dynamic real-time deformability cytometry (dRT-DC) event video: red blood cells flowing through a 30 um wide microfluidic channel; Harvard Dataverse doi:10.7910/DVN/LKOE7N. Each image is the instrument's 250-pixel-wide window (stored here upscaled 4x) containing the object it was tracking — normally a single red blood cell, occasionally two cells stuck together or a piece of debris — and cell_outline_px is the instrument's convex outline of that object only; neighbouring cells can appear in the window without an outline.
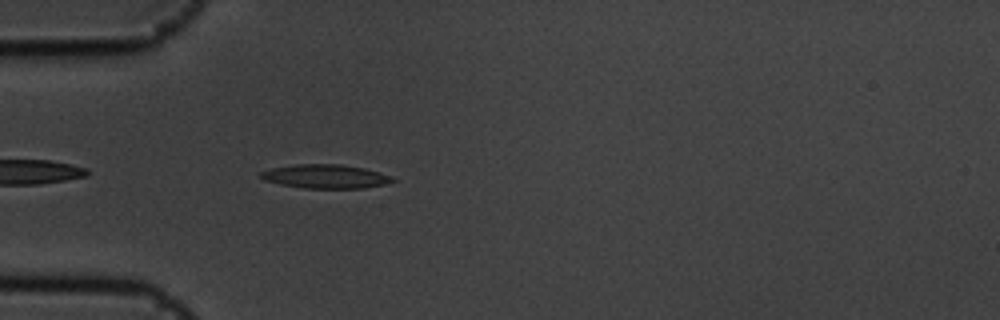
{"species": "common noctule bat (a hibernating species)", "species_latin": "Nyctalus noctula", "temperature_condition": "cold", "stored_images_in_passage": 42, "camera_frame_rate_fps": 3000, "um_per_image_px": 0.085, "animal": {"sex": "male", "body_mass_g": 19.5, "forearm_length_mm": 54.6}, "frame": {"image": 1, "passage_image": 3, "time_ms": 0.667, "image_size_px": [1000, 320], "cell_outline_px": [[396, 180], [384, 184], [364, 188], [304, 188], [280, 184], [264, 180], [260, 176], [260, 172], [272, 168], [296, 164], [340, 164], [364, 168], [380, 172]], "centroid_in_image_um": [27.64, 14.99], "position_along_channel_um": 57.4, "area_um2": 18.15}}
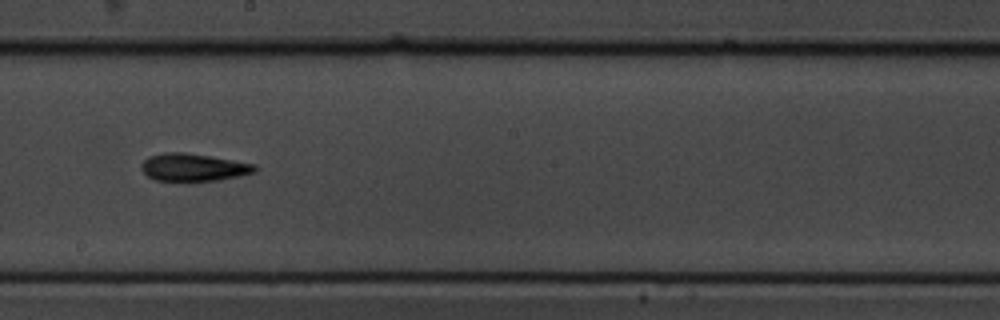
{"frame": {"image": 2, "passage_image": 18, "time_ms": 5.667, "image_size_px": [1000, 320], "cell_outline_px": [[256, 172], [240, 176], [216, 180], [188, 184], [152, 180], [140, 168], [140, 164], [148, 156], [164, 152], [184, 152], [256, 164]], "centroid_in_image_um": [16.38, 14.27], "position_along_channel_um": 231.8, "area_um2": 19.02}}
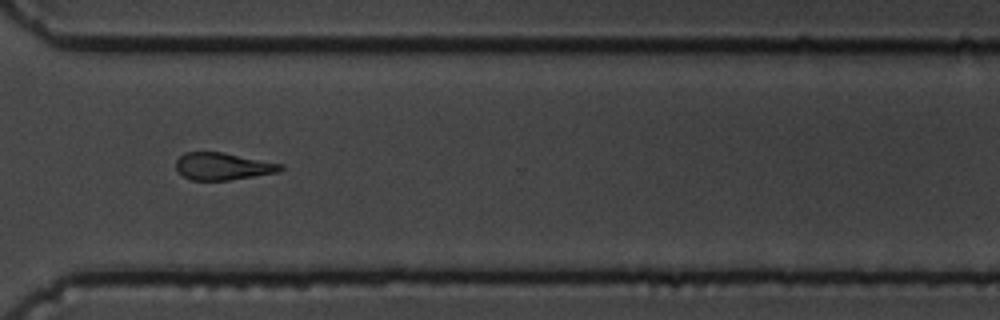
{"frame": {"image": 3, "passage_image": 28, "time_ms": 9.0, "image_size_px": [1000, 320], "cell_outline_px": [[284, 168], [276, 172], [228, 180], [192, 180], [184, 176], [176, 168], [176, 160], [184, 152], [224, 152], [284, 164]], "centroid_in_image_um": [18.94, 14.12], "position_along_channel_um": 351.7, "area_um2": 16.47}, "authors_computed_cell_mechanics": {"area_um2": 17.34, "velocity_mm_per_s": 3.5966, "shape_relaxation_time_tau1_ms": 6.7267, "shape_relaxation_time_tau2_ms": null, "deformation_change_tau1": 0.1754, "deformation_change_tau2": null}}